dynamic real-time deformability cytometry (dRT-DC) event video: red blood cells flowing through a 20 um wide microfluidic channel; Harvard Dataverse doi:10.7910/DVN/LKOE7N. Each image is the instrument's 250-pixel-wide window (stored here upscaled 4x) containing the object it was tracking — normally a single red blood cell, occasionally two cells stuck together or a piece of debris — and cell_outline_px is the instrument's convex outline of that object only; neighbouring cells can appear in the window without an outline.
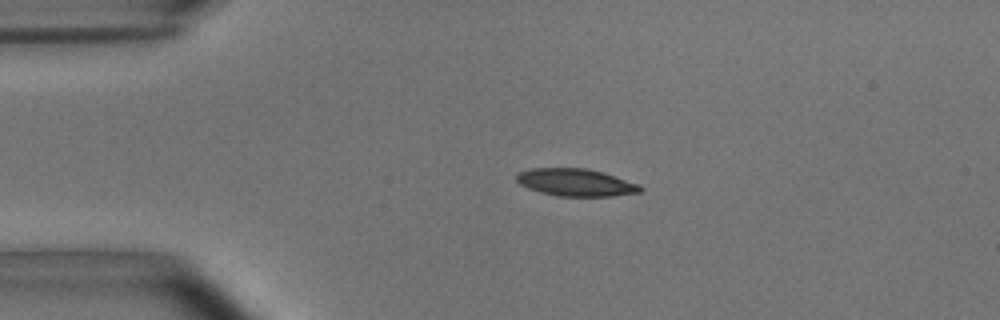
{"species": "common noctule bat (a hibernating species)", "species_latin": "Nyctalus noctula", "temperature_condition": "room temperature", "stored_images_in_passage": 43, "camera_frame_rate_fps": 3000, "um_per_image_px": 0.085, "animal": {"sex": "male", "body_mass_g": 15.6}, "frame": {"image": 1, "passage_image": 1, "time_ms": 0.0, "image_size_px": [1000, 320], "cell_outline_px": [[644, 188], [640, 192], [612, 196], [556, 196], [540, 192], [528, 188], [520, 184], [516, 180], [516, 176], [520, 172], [528, 168], [584, 168], [604, 172], [640, 184]], "centroid_in_image_um": [48.96, 15.5], "position_along_channel_um": 36.0, "area_um2": 19.88}}
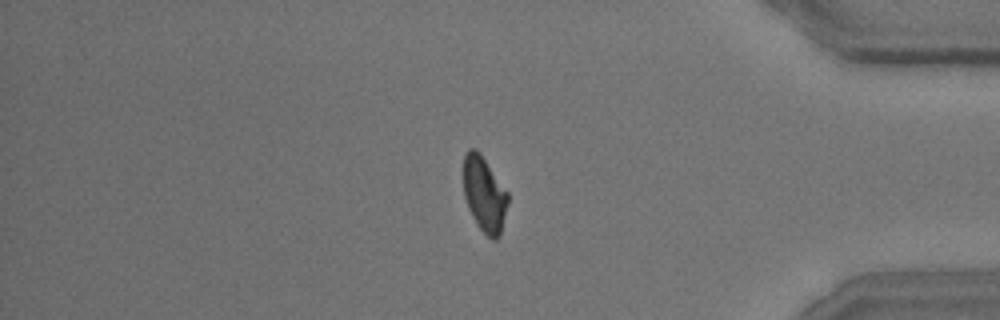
{"frame": {"image": 2, "passage_image": 35, "time_ms": 11.333, "image_size_px": [1000, 320], "cell_outline_px": [[508, 204], [500, 236], [496, 240], [492, 240], [476, 224], [468, 208], [464, 196], [464, 156], [468, 148], [476, 148], [480, 152], [508, 192]], "centroid_in_image_um": [41.17, 16.51], "position_along_channel_um": 394.0, "area_um2": 19.59}}
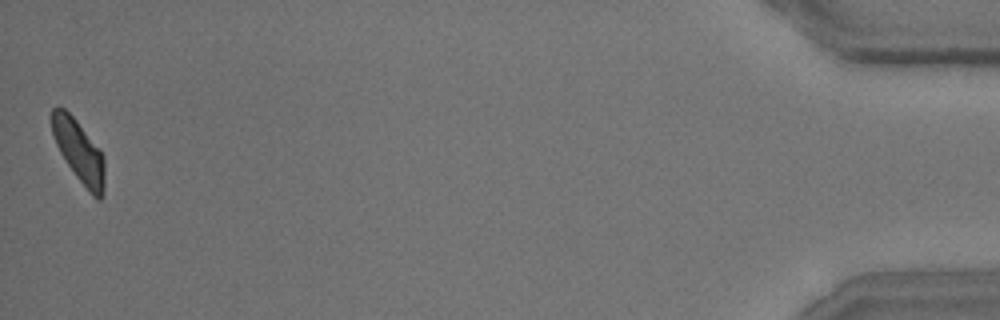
{"frame": {"image": 3, "passage_image": 43, "time_ms": 14.0, "image_size_px": [1000, 320], "cell_outline_px": [[104, 192], [100, 200], [96, 200], [92, 196], [76, 176], [60, 152], [56, 144], [52, 132], [52, 108], [64, 108], [76, 120], [104, 156]], "centroid_in_image_um": [6.73, 12.91], "position_along_channel_um": 428.5, "area_um2": 18.73}, "authors_computed_cell_mechanics": {"area_um2": 20.23, "velocity_mm_per_s": 3.6946, "shape_relaxation_time_tau1_ms": 4.3542, "shape_relaxation_time_tau2_ms": 2.415, "deformation_change_tau1": 0.1396, "deformation_change_tau2": 0.0848}}